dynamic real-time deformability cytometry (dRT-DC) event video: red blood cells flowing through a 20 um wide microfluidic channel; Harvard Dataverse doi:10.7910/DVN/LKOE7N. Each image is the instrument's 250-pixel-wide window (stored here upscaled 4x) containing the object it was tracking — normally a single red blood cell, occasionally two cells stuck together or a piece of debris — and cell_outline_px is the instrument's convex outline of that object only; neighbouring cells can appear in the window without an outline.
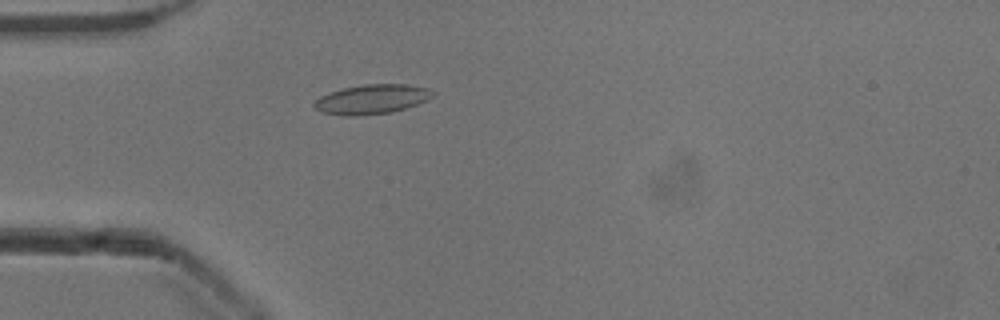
{"species": "common noctule bat (a hibernating species)", "species_latin": "Nyctalus noctula", "temperature_condition": "cold", "stored_images_in_passage": 44, "camera_frame_rate_fps": 3000, "um_per_image_px": 0.085, "animal": {"sex": "male", "body_mass_g": 13.3}, "frame": {"image": 1, "passage_image": 7, "time_ms": 2.0, "image_size_px": [1000, 320], "cell_outline_px": [[436, 92], [428, 100], [392, 112], [356, 116], [344, 116], [324, 112], [316, 108], [312, 104], [320, 96], [328, 92], [344, 88], [364, 84], [408, 84], [428, 88]], "centroid_in_image_um": [31.61, 8.43], "position_along_channel_um": 53.4, "area_um2": 20.35}}
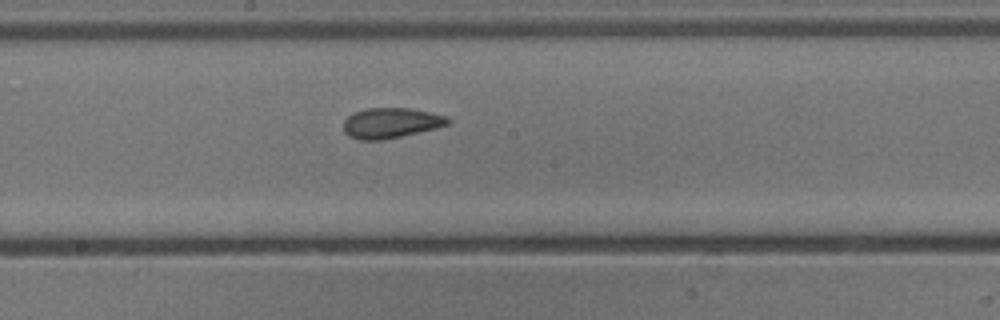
{"frame": {"image": 2, "passage_image": 20, "time_ms": 6.333, "image_size_px": [1000, 320], "cell_outline_px": [[452, 120], [448, 124], [436, 128], [400, 136], [380, 140], [360, 140], [348, 136], [344, 132], [344, 120], [348, 116], [356, 112], [368, 108], [412, 108], [448, 116]], "centroid_in_image_um": [33.24, 10.44], "position_along_channel_um": 215.0, "area_um2": 18.38}}
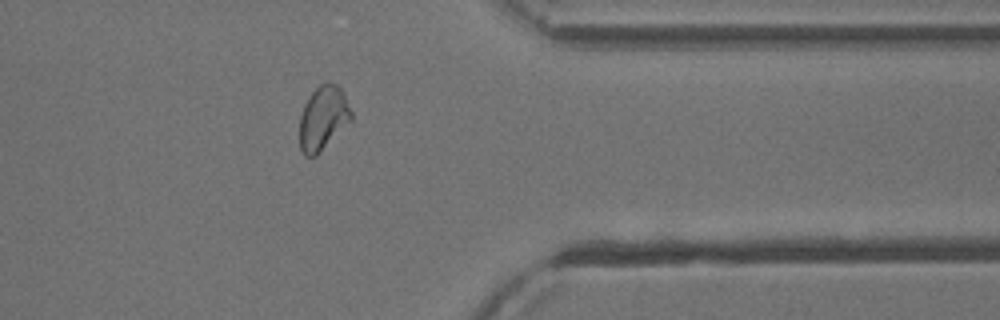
{"frame": {"image": 3, "passage_image": 34, "time_ms": 11.0, "image_size_px": [1000, 320], "cell_outline_px": [[352, 120], [316, 156], [304, 156], [300, 148], [300, 116], [304, 104], [312, 92], [320, 84], [336, 84], [340, 88], [352, 112]], "centroid_in_image_um": [27.45, 10.07], "position_along_channel_um": 383.9, "area_um2": 19.02}, "authors_computed_cell_mechanics": {"area_um2": 19.1029, "velocity_mm_per_s": 3.9063, "shape_relaxation_time_tau1_ms": 8.8266, "shape_relaxation_time_tau2_ms": 1.0653, "deformation_change_tau1": 0.1441, "deformation_change_tau2": 0.0434}}